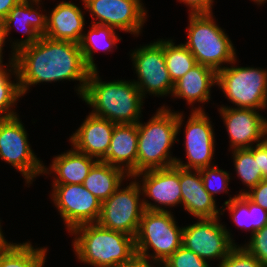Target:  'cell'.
Segmentation results:
<instances>
[{
	"mask_svg": "<svg viewBox=\"0 0 267 267\" xmlns=\"http://www.w3.org/2000/svg\"><path fill=\"white\" fill-rule=\"evenodd\" d=\"M17 72L21 95L28 93L30 86L43 82L77 80L80 98L91 72L86 65L79 44L53 40L46 36L31 45L20 48L12 55Z\"/></svg>",
	"mask_w": 267,
	"mask_h": 267,
	"instance_id": "obj_1",
	"label": "cell"
},
{
	"mask_svg": "<svg viewBox=\"0 0 267 267\" xmlns=\"http://www.w3.org/2000/svg\"><path fill=\"white\" fill-rule=\"evenodd\" d=\"M99 71L91 70L81 99L93 107L91 114L115 124H137L143 109V96L133 81L105 82Z\"/></svg>",
	"mask_w": 267,
	"mask_h": 267,
	"instance_id": "obj_2",
	"label": "cell"
},
{
	"mask_svg": "<svg viewBox=\"0 0 267 267\" xmlns=\"http://www.w3.org/2000/svg\"><path fill=\"white\" fill-rule=\"evenodd\" d=\"M77 259L94 267H117L136 255L135 237L102 227L97 222L75 227L71 232Z\"/></svg>",
	"mask_w": 267,
	"mask_h": 267,
	"instance_id": "obj_3",
	"label": "cell"
},
{
	"mask_svg": "<svg viewBox=\"0 0 267 267\" xmlns=\"http://www.w3.org/2000/svg\"><path fill=\"white\" fill-rule=\"evenodd\" d=\"M183 121V113L162 106L147 123H137V174L175 165L176 157L170 150L176 140L179 142L176 138Z\"/></svg>",
	"mask_w": 267,
	"mask_h": 267,
	"instance_id": "obj_4",
	"label": "cell"
},
{
	"mask_svg": "<svg viewBox=\"0 0 267 267\" xmlns=\"http://www.w3.org/2000/svg\"><path fill=\"white\" fill-rule=\"evenodd\" d=\"M214 20L213 13H190L186 27L188 41L184 45L196 63L218 72L225 63L235 64L237 58L234 44Z\"/></svg>",
	"mask_w": 267,
	"mask_h": 267,
	"instance_id": "obj_5",
	"label": "cell"
},
{
	"mask_svg": "<svg viewBox=\"0 0 267 267\" xmlns=\"http://www.w3.org/2000/svg\"><path fill=\"white\" fill-rule=\"evenodd\" d=\"M176 224L171 211L144 210L135 237L136 255L152 264L163 263L182 246L183 227ZM150 248L153 255L149 253Z\"/></svg>",
	"mask_w": 267,
	"mask_h": 267,
	"instance_id": "obj_6",
	"label": "cell"
},
{
	"mask_svg": "<svg viewBox=\"0 0 267 267\" xmlns=\"http://www.w3.org/2000/svg\"><path fill=\"white\" fill-rule=\"evenodd\" d=\"M217 84L237 108H267V70L254 67L223 66Z\"/></svg>",
	"mask_w": 267,
	"mask_h": 267,
	"instance_id": "obj_7",
	"label": "cell"
},
{
	"mask_svg": "<svg viewBox=\"0 0 267 267\" xmlns=\"http://www.w3.org/2000/svg\"><path fill=\"white\" fill-rule=\"evenodd\" d=\"M120 187L102 202L97 223L104 228L136 237L145 210L143 200H140V184L135 179L128 186Z\"/></svg>",
	"mask_w": 267,
	"mask_h": 267,
	"instance_id": "obj_8",
	"label": "cell"
},
{
	"mask_svg": "<svg viewBox=\"0 0 267 267\" xmlns=\"http://www.w3.org/2000/svg\"><path fill=\"white\" fill-rule=\"evenodd\" d=\"M27 135L18 115L0 119V158L18 170L26 184H32L37 175H43V164L31 150Z\"/></svg>",
	"mask_w": 267,
	"mask_h": 267,
	"instance_id": "obj_9",
	"label": "cell"
},
{
	"mask_svg": "<svg viewBox=\"0 0 267 267\" xmlns=\"http://www.w3.org/2000/svg\"><path fill=\"white\" fill-rule=\"evenodd\" d=\"M137 80H133L141 95H172L174 83L165 64L163 39L140 46L130 53Z\"/></svg>",
	"mask_w": 267,
	"mask_h": 267,
	"instance_id": "obj_10",
	"label": "cell"
},
{
	"mask_svg": "<svg viewBox=\"0 0 267 267\" xmlns=\"http://www.w3.org/2000/svg\"><path fill=\"white\" fill-rule=\"evenodd\" d=\"M220 218H202L183 227L182 246L193 251L203 260H223L236 246Z\"/></svg>",
	"mask_w": 267,
	"mask_h": 267,
	"instance_id": "obj_11",
	"label": "cell"
},
{
	"mask_svg": "<svg viewBox=\"0 0 267 267\" xmlns=\"http://www.w3.org/2000/svg\"><path fill=\"white\" fill-rule=\"evenodd\" d=\"M51 196L68 232L98 221L102 203L82 184L53 185Z\"/></svg>",
	"mask_w": 267,
	"mask_h": 267,
	"instance_id": "obj_12",
	"label": "cell"
},
{
	"mask_svg": "<svg viewBox=\"0 0 267 267\" xmlns=\"http://www.w3.org/2000/svg\"><path fill=\"white\" fill-rule=\"evenodd\" d=\"M185 128V152L187 163L176 158L175 165L184 169L200 170L213 166L215 135L210 118L202 107H194Z\"/></svg>",
	"mask_w": 267,
	"mask_h": 267,
	"instance_id": "obj_13",
	"label": "cell"
},
{
	"mask_svg": "<svg viewBox=\"0 0 267 267\" xmlns=\"http://www.w3.org/2000/svg\"><path fill=\"white\" fill-rule=\"evenodd\" d=\"M94 24L139 35L147 18L141 0H82ZM95 18V19H94ZM99 20V22L96 21Z\"/></svg>",
	"mask_w": 267,
	"mask_h": 267,
	"instance_id": "obj_14",
	"label": "cell"
},
{
	"mask_svg": "<svg viewBox=\"0 0 267 267\" xmlns=\"http://www.w3.org/2000/svg\"><path fill=\"white\" fill-rule=\"evenodd\" d=\"M143 177L140 184L142 196L147 197L155 202L148 200L143 201L145 210L149 211H169L170 207L182 204V192L179 182V167H172L148 170L135 174L131 179ZM158 203V204H157ZM163 205V206H162ZM165 206V207H164ZM169 206V207H168Z\"/></svg>",
	"mask_w": 267,
	"mask_h": 267,
	"instance_id": "obj_15",
	"label": "cell"
},
{
	"mask_svg": "<svg viewBox=\"0 0 267 267\" xmlns=\"http://www.w3.org/2000/svg\"><path fill=\"white\" fill-rule=\"evenodd\" d=\"M219 109L230 139V148L245 149L266 140L267 119L251 108L221 106ZM262 140V141H261Z\"/></svg>",
	"mask_w": 267,
	"mask_h": 267,
	"instance_id": "obj_16",
	"label": "cell"
},
{
	"mask_svg": "<svg viewBox=\"0 0 267 267\" xmlns=\"http://www.w3.org/2000/svg\"><path fill=\"white\" fill-rule=\"evenodd\" d=\"M41 1L42 0H21L9 11V14L2 21L4 45L13 26L23 32V35L26 34L24 39H18L12 42V55L20 48L36 43L41 36L45 35L47 13L43 14L41 10H38L40 9L39 4L41 5V3L39 2ZM34 4L38 8H35Z\"/></svg>",
	"mask_w": 267,
	"mask_h": 267,
	"instance_id": "obj_17",
	"label": "cell"
},
{
	"mask_svg": "<svg viewBox=\"0 0 267 267\" xmlns=\"http://www.w3.org/2000/svg\"><path fill=\"white\" fill-rule=\"evenodd\" d=\"M115 123L91 113L70 136L71 146L78 152L101 161L108 152Z\"/></svg>",
	"mask_w": 267,
	"mask_h": 267,
	"instance_id": "obj_18",
	"label": "cell"
},
{
	"mask_svg": "<svg viewBox=\"0 0 267 267\" xmlns=\"http://www.w3.org/2000/svg\"><path fill=\"white\" fill-rule=\"evenodd\" d=\"M179 182L185 211L198 219L220 217L222 208H217L215 199L205 190L200 170L179 167Z\"/></svg>",
	"mask_w": 267,
	"mask_h": 267,
	"instance_id": "obj_19",
	"label": "cell"
},
{
	"mask_svg": "<svg viewBox=\"0 0 267 267\" xmlns=\"http://www.w3.org/2000/svg\"><path fill=\"white\" fill-rule=\"evenodd\" d=\"M137 124H115L107 155L101 160L121 168L130 178L137 174Z\"/></svg>",
	"mask_w": 267,
	"mask_h": 267,
	"instance_id": "obj_20",
	"label": "cell"
},
{
	"mask_svg": "<svg viewBox=\"0 0 267 267\" xmlns=\"http://www.w3.org/2000/svg\"><path fill=\"white\" fill-rule=\"evenodd\" d=\"M85 24L84 14L75 3L60 1L46 18V37L79 44Z\"/></svg>",
	"mask_w": 267,
	"mask_h": 267,
	"instance_id": "obj_21",
	"label": "cell"
},
{
	"mask_svg": "<svg viewBox=\"0 0 267 267\" xmlns=\"http://www.w3.org/2000/svg\"><path fill=\"white\" fill-rule=\"evenodd\" d=\"M53 158L50 168L43 165V174L49 175L50 171V175L53 172L56 175L52 182L53 185L82 184L93 165L98 161L74 148Z\"/></svg>",
	"mask_w": 267,
	"mask_h": 267,
	"instance_id": "obj_22",
	"label": "cell"
},
{
	"mask_svg": "<svg viewBox=\"0 0 267 267\" xmlns=\"http://www.w3.org/2000/svg\"><path fill=\"white\" fill-rule=\"evenodd\" d=\"M217 84V72L207 66L196 64L174 83L171 96L183 98L189 105L209 102L211 87Z\"/></svg>",
	"mask_w": 267,
	"mask_h": 267,
	"instance_id": "obj_23",
	"label": "cell"
},
{
	"mask_svg": "<svg viewBox=\"0 0 267 267\" xmlns=\"http://www.w3.org/2000/svg\"><path fill=\"white\" fill-rule=\"evenodd\" d=\"M126 177L130 178L121 168L97 161L82 185L102 203L122 185Z\"/></svg>",
	"mask_w": 267,
	"mask_h": 267,
	"instance_id": "obj_24",
	"label": "cell"
},
{
	"mask_svg": "<svg viewBox=\"0 0 267 267\" xmlns=\"http://www.w3.org/2000/svg\"><path fill=\"white\" fill-rule=\"evenodd\" d=\"M91 25V29L87 34L86 32L83 33L79 47L81 48L86 65L91 70H96L97 66L94 63L93 53L99 50L112 52V48H114L116 43L122 38L117 36L115 33L116 29L112 27L94 23H91Z\"/></svg>",
	"mask_w": 267,
	"mask_h": 267,
	"instance_id": "obj_25",
	"label": "cell"
},
{
	"mask_svg": "<svg viewBox=\"0 0 267 267\" xmlns=\"http://www.w3.org/2000/svg\"><path fill=\"white\" fill-rule=\"evenodd\" d=\"M47 248H34L30 241L6 242L0 248V267H43Z\"/></svg>",
	"mask_w": 267,
	"mask_h": 267,
	"instance_id": "obj_26",
	"label": "cell"
},
{
	"mask_svg": "<svg viewBox=\"0 0 267 267\" xmlns=\"http://www.w3.org/2000/svg\"><path fill=\"white\" fill-rule=\"evenodd\" d=\"M9 65H0V119H9L17 116V112L11 109L22 96L18 83V72L13 58H9ZM11 67V68H6ZM12 71V72H11ZM11 72V73H10ZM15 75L16 83L11 79Z\"/></svg>",
	"mask_w": 267,
	"mask_h": 267,
	"instance_id": "obj_27",
	"label": "cell"
},
{
	"mask_svg": "<svg viewBox=\"0 0 267 267\" xmlns=\"http://www.w3.org/2000/svg\"><path fill=\"white\" fill-rule=\"evenodd\" d=\"M165 64L170 78L175 83L185 75L194 65L196 60L184 44L175 45L173 40H163Z\"/></svg>",
	"mask_w": 267,
	"mask_h": 267,
	"instance_id": "obj_28",
	"label": "cell"
},
{
	"mask_svg": "<svg viewBox=\"0 0 267 267\" xmlns=\"http://www.w3.org/2000/svg\"><path fill=\"white\" fill-rule=\"evenodd\" d=\"M232 154L234 169L242 183L249 190L258 185L263 180V176L260 168H258L257 159H254L253 146L245 149H234Z\"/></svg>",
	"mask_w": 267,
	"mask_h": 267,
	"instance_id": "obj_29",
	"label": "cell"
},
{
	"mask_svg": "<svg viewBox=\"0 0 267 267\" xmlns=\"http://www.w3.org/2000/svg\"><path fill=\"white\" fill-rule=\"evenodd\" d=\"M222 207L223 212L227 209L230 211L233 223L241 227V229H246V231L251 230L250 235H252L251 214L248 209V198L244 194H237L233 197L230 195L229 200H226L224 202V206L222 205Z\"/></svg>",
	"mask_w": 267,
	"mask_h": 267,
	"instance_id": "obj_30",
	"label": "cell"
},
{
	"mask_svg": "<svg viewBox=\"0 0 267 267\" xmlns=\"http://www.w3.org/2000/svg\"><path fill=\"white\" fill-rule=\"evenodd\" d=\"M200 173L204 188L213 199H215L214 196L217 193H228L230 174L227 171L213 165L200 169Z\"/></svg>",
	"mask_w": 267,
	"mask_h": 267,
	"instance_id": "obj_31",
	"label": "cell"
},
{
	"mask_svg": "<svg viewBox=\"0 0 267 267\" xmlns=\"http://www.w3.org/2000/svg\"><path fill=\"white\" fill-rule=\"evenodd\" d=\"M218 267H264L259 260L250 254L243 245H236L230 253L219 261Z\"/></svg>",
	"mask_w": 267,
	"mask_h": 267,
	"instance_id": "obj_32",
	"label": "cell"
},
{
	"mask_svg": "<svg viewBox=\"0 0 267 267\" xmlns=\"http://www.w3.org/2000/svg\"><path fill=\"white\" fill-rule=\"evenodd\" d=\"M163 264L166 267H211L193 251L181 246Z\"/></svg>",
	"mask_w": 267,
	"mask_h": 267,
	"instance_id": "obj_33",
	"label": "cell"
},
{
	"mask_svg": "<svg viewBox=\"0 0 267 267\" xmlns=\"http://www.w3.org/2000/svg\"><path fill=\"white\" fill-rule=\"evenodd\" d=\"M259 262L267 267V224L256 230L250 237V241L243 246Z\"/></svg>",
	"mask_w": 267,
	"mask_h": 267,
	"instance_id": "obj_34",
	"label": "cell"
},
{
	"mask_svg": "<svg viewBox=\"0 0 267 267\" xmlns=\"http://www.w3.org/2000/svg\"><path fill=\"white\" fill-rule=\"evenodd\" d=\"M244 194L251 202L267 210V179H263L258 185L246 191H239L238 195Z\"/></svg>",
	"mask_w": 267,
	"mask_h": 267,
	"instance_id": "obj_35",
	"label": "cell"
},
{
	"mask_svg": "<svg viewBox=\"0 0 267 267\" xmlns=\"http://www.w3.org/2000/svg\"><path fill=\"white\" fill-rule=\"evenodd\" d=\"M248 209L251 214L252 234L267 224V210L248 199Z\"/></svg>",
	"mask_w": 267,
	"mask_h": 267,
	"instance_id": "obj_36",
	"label": "cell"
},
{
	"mask_svg": "<svg viewBox=\"0 0 267 267\" xmlns=\"http://www.w3.org/2000/svg\"><path fill=\"white\" fill-rule=\"evenodd\" d=\"M253 156L257 159L258 168L261 170L263 179H267V141L253 146Z\"/></svg>",
	"mask_w": 267,
	"mask_h": 267,
	"instance_id": "obj_37",
	"label": "cell"
},
{
	"mask_svg": "<svg viewBox=\"0 0 267 267\" xmlns=\"http://www.w3.org/2000/svg\"><path fill=\"white\" fill-rule=\"evenodd\" d=\"M189 6L190 13H212L214 0H178Z\"/></svg>",
	"mask_w": 267,
	"mask_h": 267,
	"instance_id": "obj_38",
	"label": "cell"
},
{
	"mask_svg": "<svg viewBox=\"0 0 267 267\" xmlns=\"http://www.w3.org/2000/svg\"><path fill=\"white\" fill-rule=\"evenodd\" d=\"M117 267H154V266L150 264L148 259L135 255L130 261L118 265Z\"/></svg>",
	"mask_w": 267,
	"mask_h": 267,
	"instance_id": "obj_39",
	"label": "cell"
},
{
	"mask_svg": "<svg viewBox=\"0 0 267 267\" xmlns=\"http://www.w3.org/2000/svg\"><path fill=\"white\" fill-rule=\"evenodd\" d=\"M21 0H0V20L3 21L9 14V11Z\"/></svg>",
	"mask_w": 267,
	"mask_h": 267,
	"instance_id": "obj_40",
	"label": "cell"
},
{
	"mask_svg": "<svg viewBox=\"0 0 267 267\" xmlns=\"http://www.w3.org/2000/svg\"><path fill=\"white\" fill-rule=\"evenodd\" d=\"M2 21L0 20V54L3 55L2 51H3V47L4 45V39H3V26H2Z\"/></svg>",
	"mask_w": 267,
	"mask_h": 267,
	"instance_id": "obj_41",
	"label": "cell"
},
{
	"mask_svg": "<svg viewBox=\"0 0 267 267\" xmlns=\"http://www.w3.org/2000/svg\"><path fill=\"white\" fill-rule=\"evenodd\" d=\"M7 242L3 235V231L1 229V222H0V248Z\"/></svg>",
	"mask_w": 267,
	"mask_h": 267,
	"instance_id": "obj_42",
	"label": "cell"
},
{
	"mask_svg": "<svg viewBox=\"0 0 267 267\" xmlns=\"http://www.w3.org/2000/svg\"><path fill=\"white\" fill-rule=\"evenodd\" d=\"M252 1H254L255 3H257V5H262V4H264V3H266L267 2V0H252Z\"/></svg>",
	"mask_w": 267,
	"mask_h": 267,
	"instance_id": "obj_43",
	"label": "cell"
},
{
	"mask_svg": "<svg viewBox=\"0 0 267 267\" xmlns=\"http://www.w3.org/2000/svg\"><path fill=\"white\" fill-rule=\"evenodd\" d=\"M3 55L2 54H0V65L3 63Z\"/></svg>",
	"mask_w": 267,
	"mask_h": 267,
	"instance_id": "obj_44",
	"label": "cell"
},
{
	"mask_svg": "<svg viewBox=\"0 0 267 267\" xmlns=\"http://www.w3.org/2000/svg\"><path fill=\"white\" fill-rule=\"evenodd\" d=\"M159 266H160V267H161V266H162V267H166L163 263H159V265H158L157 267H159Z\"/></svg>",
	"mask_w": 267,
	"mask_h": 267,
	"instance_id": "obj_45",
	"label": "cell"
}]
</instances>
